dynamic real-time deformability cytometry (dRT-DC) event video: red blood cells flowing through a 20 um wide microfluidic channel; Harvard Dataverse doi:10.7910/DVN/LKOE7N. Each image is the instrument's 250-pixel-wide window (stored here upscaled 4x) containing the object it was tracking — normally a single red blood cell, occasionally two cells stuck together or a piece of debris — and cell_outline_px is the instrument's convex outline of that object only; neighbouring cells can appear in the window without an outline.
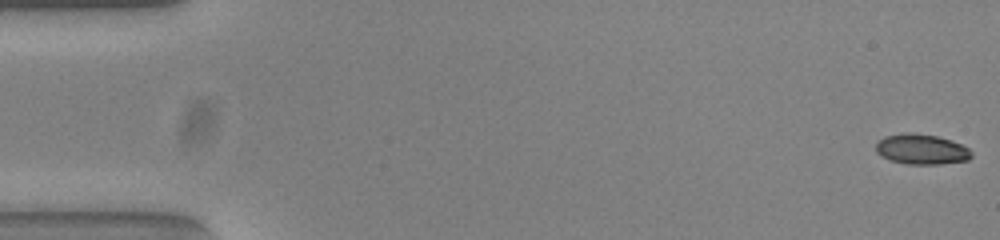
{"species": "common noctule bat (a hibernating species)", "species_latin": "Nyctalus noctula", "temperature_condition": "warm", "stored_images_in_passage": 54, "camera_frame_rate_fps": 3000, "um_per_image_px": 0.085, "animal": {"sex": "female", "body_mass_g": 23.0, "forearm_length_mm": 53.4}, "frame": {"image": 1, "passage_image": 1, "time_ms": 0.0, "image_size_px": [1000, 240], "cell_outline_px": [[972, 156], [968, 160], [940, 164], [908, 164], [892, 160], [880, 156], [876, 152], [876, 144], [884, 136], [908, 132], [912, 132], [936, 136], [952, 140], [968, 148], [972, 152]], "centroid_in_image_um": [78.33, 12.68], "position_along_channel_um": 6.7, "area_um2": 16.82}}
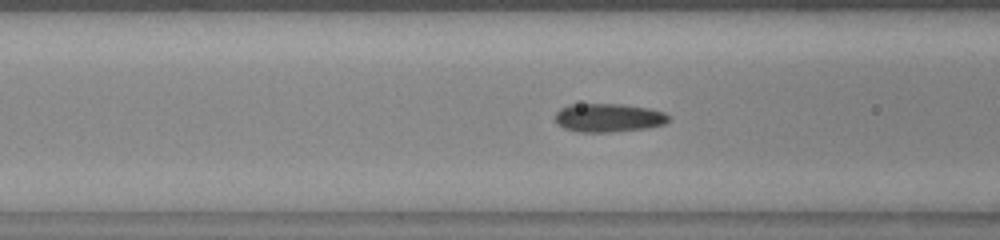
{"frame": {"image": 2, "passage_image": 21, "time_ms": 6.667, "image_size_px": [1000, 240], "cell_outline_px": [[668, 120], [664, 124], [644, 128], [608, 132], [580, 132], [564, 128], [556, 124], [556, 112], [560, 108], [568, 104], [620, 104], [648, 108], [664, 112], [668, 116]], "centroid_in_image_um": [51.67, 10.0], "position_along_channel_um": 114.9, "area_um2": 18.73}}
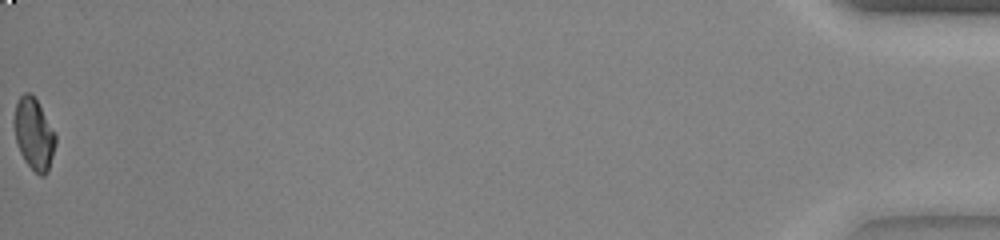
{"frame": {"image": 3, "passage_image": 54, "time_ms": 17.667, "image_size_px": [1000, 240], "cell_outline_px": [[56, 144], [48, 172], [44, 176], [40, 176], [24, 160], [20, 152], [16, 140], [12, 120], [16, 104], [20, 96], [24, 92], [28, 92], [36, 100], [56, 136]], "centroid_in_image_um": [2.86, 11.41], "position_along_channel_um": 432.3, "area_um2": 17.05}, "authors_computed_cell_mechanics": {"area_um2": 17.9469, "velocity_mm_per_s": 3.85, "shape_relaxation_time_tau1_ms": 10.3737, "shape_relaxation_time_tau2_ms": 1.3624, "deformation_change_tau1": 0.2752, "deformation_change_tau2": 0.071}}